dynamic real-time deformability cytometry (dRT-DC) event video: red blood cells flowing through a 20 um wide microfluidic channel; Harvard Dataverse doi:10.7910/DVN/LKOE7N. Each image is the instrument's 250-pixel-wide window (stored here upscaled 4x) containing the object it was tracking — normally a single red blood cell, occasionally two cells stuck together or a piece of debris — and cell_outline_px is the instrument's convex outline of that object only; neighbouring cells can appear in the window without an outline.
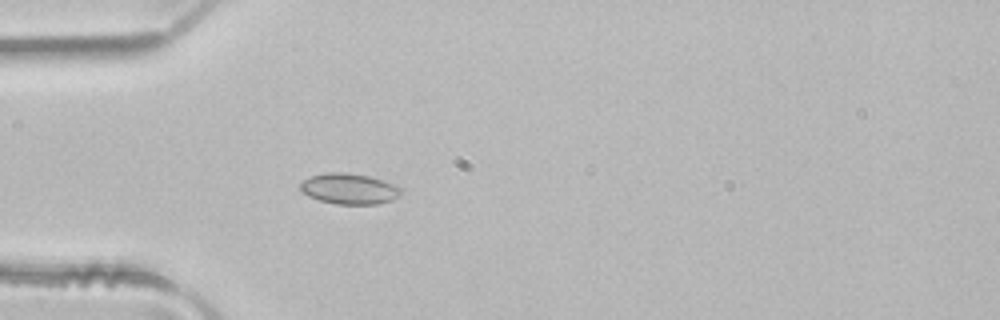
{"species": "common noctule bat (a hibernating species)", "species_latin": "Nyctalus noctula", "temperature_condition": "room temperature", "stored_images_in_passage": 3, "camera_frame_rate_fps": 3000, "um_per_image_px": 0.085, "animal": {"sex": "male", "body_mass_g": 21.5, "forearm_length_mm": 52.0}, "frame": {"image": 1, "passage_image": 3, "time_ms": 0.667, "image_size_px": [1000, 320], "cell_outline_px": [[400, 196], [392, 200], [380, 204], [336, 204], [320, 200], [308, 196], [300, 188], [300, 184], [304, 180], [312, 176], [328, 172], [344, 172], [368, 176], [384, 180], [400, 188]], "centroid_in_image_um": [29.7, 16.05], "position_along_channel_um": 55.3, "area_um2": 17.86}}